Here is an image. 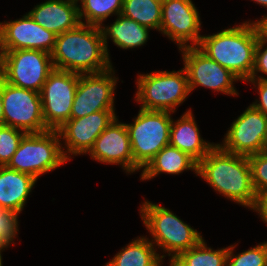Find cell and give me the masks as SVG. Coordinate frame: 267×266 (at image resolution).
<instances>
[{
  "label": "cell",
  "mask_w": 267,
  "mask_h": 266,
  "mask_svg": "<svg viewBox=\"0 0 267 266\" xmlns=\"http://www.w3.org/2000/svg\"><path fill=\"white\" fill-rule=\"evenodd\" d=\"M197 176L217 194L252 210L257 194L252 185L251 167L247 156L223 150L216 144L198 162Z\"/></svg>",
  "instance_id": "obj_1"
},
{
  "label": "cell",
  "mask_w": 267,
  "mask_h": 266,
  "mask_svg": "<svg viewBox=\"0 0 267 266\" xmlns=\"http://www.w3.org/2000/svg\"><path fill=\"white\" fill-rule=\"evenodd\" d=\"M51 57L55 69L79 74L98 73L113 66L101 28L84 23L56 35Z\"/></svg>",
  "instance_id": "obj_2"
},
{
  "label": "cell",
  "mask_w": 267,
  "mask_h": 266,
  "mask_svg": "<svg viewBox=\"0 0 267 266\" xmlns=\"http://www.w3.org/2000/svg\"><path fill=\"white\" fill-rule=\"evenodd\" d=\"M257 41L256 29L249 20L217 33L202 35L197 47L241 82H246L252 74Z\"/></svg>",
  "instance_id": "obj_3"
},
{
  "label": "cell",
  "mask_w": 267,
  "mask_h": 266,
  "mask_svg": "<svg viewBox=\"0 0 267 266\" xmlns=\"http://www.w3.org/2000/svg\"><path fill=\"white\" fill-rule=\"evenodd\" d=\"M139 213L146 230L151 235V242L172 261L179 253L197 245L204 237L199 231L181 220L168 208L145 200Z\"/></svg>",
  "instance_id": "obj_4"
},
{
  "label": "cell",
  "mask_w": 267,
  "mask_h": 266,
  "mask_svg": "<svg viewBox=\"0 0 267 266\" xmlns=\"http://www.w3.org/2000/svg\"><path fill=\"white\" fill-rule=\"evenodd\" d=\"M134 100L145 110L176 112L190 92L185 68L138 74Z\"/></svg>",
  "instance_id": "obj_5"
},
{
  "label": "cell",
  "mask_w": 267,
  "mask_h": 266,
  "mask_svg": "<svg viewBox=\"0 0 267 266\" xmlns=\"http://www.w3.org/2000/svg\"><path fill=\"white\" fill-rule=\"evenodd\" d=\"M173 113L140 108L132 123H125L134 159V172L143 169L148 162L170 143Z\"/></svg>",
  "instance_id": "obj_6"
},
{
  "label": "cell",
  "mask_w": 267,
  "mask_h": 266,
  "mask_svg": "<svg viewBox=\"0 0 267 266\" xmlns=\"http://www.w3.org/2000/svg\"><path fill=\"white\" fill-rule=\"evenodd\" d=\"M57 130L27 133L7 167L32 175L35 179L67 163Z\"/></svg>",
  "instance_id": "obj_7"
},
{
  "label": "cell",
  "mask_w": 267,
  "mask_h": 266,
  "mask_svg": "<svg viewBox=\"0 0 267 266\" xmlns=\"http://www.w3.org/2000/svg\"><path fill=\"white\" fill-rule=\"evenodd\" d=\"M54 69L51 54L41 50L0 51V77L16 87L40 93Z\"/></svg>",
  "instance_id": "obj_8"
},
{
  "label": "cell",
  "mask_w": 267,
  "mask_h": 266,
  "mask_svg": "<svg viewBox=\"0 0 267 266\" xmlns=\"http://www.w3.org/2000/svg\"><path fill=\"white\" fill-rule=\"evenodd\" d=\"M4 125L26 133L48 131L42 115L40 93L16 87L0 77Z\"/></svg>",
  "instance_id": "obj_9"
},
{
  "label": "cell",
  "mask_w": 267,
  "mask_h": 266,
  "mask_svg": "<svg viewBox=\"0 0 267 266\" xmlns=\"http://www.w3.org/2000/svg\"><path fill=\"white\" fill-rule=\"evenodd\" d=\"M78 80L79 73L59 69H54L47 77L40 98L48 130H58L70 119Z\"/></svg>",
  "instance_id": "obj_10"
},
{
  "label": "cell",
  "mask_w": 267,
  "mask_h": 266,
  "mask_svg": "<svg viewBox=\"0 0 267 266\" xmlns=\"http://www.w3.org/2000/svg\"><path fill=\"white\" fill-rule=\"evenodd\" d=\"M186 70L190 92L204 87L225 95L238 96L234 82L240 81L227 68L209 58L197 46L179 49Z\"/></svg>",
  "instance_id": "obj_11"
},
{
  "label": "cell",
  "mask_w": 267,
  "mask_h": 266,
  "mask_svg": "<svg viewBox=\"0 0 267 266\" xmlns=\"http://www.w3.org/2000/svg\"><path fill=\"white\" fill-rule=\"evenodd\" d=\"M114 69L112 66L98 73L79 74L70 118H80L103 110H116L114 93L119 79L115 76Z\"/></svg>",
  "instance_id": "obj_12"
},
{
  "label": "cell",
  "mask_w": 267,
  "mask_h": 266,
  "mask_svg": "<svg viewBox=\"0 0 267 266\" xmlns=\"http://www.w3.org/2000/svg\"><path fill=\"white\" fill-rule=\"evenodd\" d=\"M201 18L192 0H162L160 33L179 49L198 46Z\"/></svg>",
  "instance_id": "obj_13"
},
{
  "label": "cell",
  "mask_w": 267,
  "mask_h": 266,
  "mask_svg": "<svg viewBox=\"0 0 267 266\" xmlns=\"http://www.w3.org/2000/svg\"><path fill=\"white\" fill-rule=\"evenodd\" d=\"M221 143L223 150L242 156L263 152L267 116L251 104L231 123Z\"/></svg>",
  "instance_id": "obj_14"
},
{
  "label": "cell",
  "mask_w": 267,
  "mask_h": 266,
  "mask_svg": "<svg viewBox=\"0 0 267 266\" xmlns=\"http://www.w3.org/2000/svg\"><path fill=\"white\" fill-rule=\"evenodd\" d=\"M116 117L115 110H103L80 118H70L57 130L63 141L61 147L65 158L69 161L72 155H87L97 137Z\"/></svg>",
  "instance_id": "obj_15"
},
{
  "label": "cell",
  "mask_w": 267,
  "mask_h": 266,
  "mask_svg": "<svg viewBox=\"0 0 267 266\" xmlns=\"http://www.w3.org/2000/svg\"><path fill=\"white\" fill-rule=\"evenodd\" d=\"M55 41L56 34L39 25L29 13L0 22V51L33 49L51 54Z\"/></svg>",
  "instance_id": "obj_16"
},
{
  "label": "cell",
  "mask_w": 267,
  "mask_h": 266,
  "mask_svg": "<svg viewBox=\"0 0 267 266\" xmlns=\"http://www.w3.org/2000/svg\"><path fill=\"white\" fill-rule=\"evenodd\" d=\"M98 163L120 165L126 174L134 173V159L126 124L118 116L97 137L87 153Z\"/></svg>",
  "instance_id": "obj_17"
},
{
  "label": "cell",
  "mask_w": 267,
  "mask_h": 266,
  "mask_svg": "<svg viewBox=\"0 0 267 266\" xmlns=\"http://www.w3.org/2000/svg\"><path fill=\"white\" fill-rule=\"evenodd\" d=\"M28 13L39 25L56 35L80 23L77 0H46Z\"/></svg>",
  "instance_id": "obj_18"
},
{
  "label": "cell",
  "mask_w": 267,
  "mask_h": 266,
  "mask_svg": "<svg viewBox=\"0 0 267 266\" xmlns=\"http://www.w3.org/2000/svg\"><path fill=\"white\" fill-rule=\"evenodd\" d=\"M194 117L189 109L178 120L172 118L169 144L188 154L198 163L217 143L202 138Z\"/></svg>",
  "instance_id": "obj_19"
},
{
  "label": "cell",
  "mask_w": 267,
  "mask_h": 266,
  "mask_svg": "<svg viewBox=\"0 0 267 266\" xmlns=\"http://www.w3.org/2000/svg\"><path fill=\"white\" fill-rule=\"evenodd\" d=\"M36 183L30 174L0 166V207L21 213Z\"/></svg>",
  "instance_id": "obj_20"
},
{
  "label": "cell",
  "mask_w": 267,
  "mask_h": 266,
  "mask_svg": "<svg viewBox=\"0 0 267 266\" xmlns=\"http://www.w3.org/2000/svg\"><path fill=\"white\" fill-rule=\"evenodd\" d=\"M115 21L110 25H102L101 31L107 55L110 58L108 40L111 39L114 45L120 49H134L143 46L148 42L150 29L127 18L122 14L117 15Z\"/></svg>",
  "instance_id": "obj_21"
},
{
  "label": "cell",
  "mask_w": 267,
  "mask_h": 266,
  "mask_svg": "<svg viewBox=\"0 0 267 266\" xmlns=\"http://www.w3.org/2000/svg\"><path fill=\"white\" fill-rule=\"evenodd\" d=\"M198 163L178 148L167 145L161 149L142 169L140 180H151L161 173L179 175L184 171H194L197 176Z\"/></svg>",
  "instance_id": "obj_22"
},
{
  "label": "cell",
  "mask_w": 267,
  "mask_h": 266,
  "mask_svg": "<svg viewBox=\"0 0 267 266\" xmlns=\"http://www.w3.org/2000/svg\"><path fill=\"white\" fill-rule=\"evenodd\" d=\"M162 255L147 236H137L104 266H162Z\"/></svg>",
  "instance_id": "obj_23"
},
{
  "label": "cell",
  "mask_w": 267,
  "mask_h": 266,
  "mask_svg": "<svg viewBox=\"0 0 267 266\" xmlns=\"http://www.w3.org/2000/svg\"><path fill=\"white\" fill-rule=\"evenodd\" d=\"M228 247L213 249L204 238L192 248L179 253L170 263L173 266H227Z\"/></svg>",
  "instance_id": "obj_24"
},
{
  "label": "cell",
  "mask_w": 267,
  "mask_h": 266,
  "mask_svg": "<svg viewBox=\"0 0 267 266\" xmlns=\"http://www.w3.org/2000/svg\"><path fill=\"white\" fill-rule=\"evenodd\" d=\"M162 0H123L121 14L150 30L160 31Z\"/></svg>",
  "instance_id": "obj_25"
},
{
  "label": "cell",
  "mask_w": 267,
  "mask_h": 266,
  "mask_svg": "<svg viewBox=\"0 0 267 266\" xmlns=\"http://www.w3.org/2000/svg\"><path fill=\"white\" fill-rule=\"evenodd\" d=\"M77 3L80 23L98 27L108 17L121 14L123 7V0H77Z\"/></svg>",
  "instance_id": "obj_26"
},
{
  "label": "cell",
  "mask_w": 267,
  "mask_h": 266,
  "mask_svg": "<svg viewBox=\"0 0 267 266\" xmlns=\"http://www.w3.org/2000/svg\"><path fill=\"white\" fill-rule=\"evenodd\" d=\"M236 246L238 243L228 246L227 266H267V241L239 254H234Z\"/></svg>",
  "instance_id": "obj_27"
},
{
  "label": "cell",
  "mask_w": 267,
  "mask_h": 266,
  "mask_svg": "<svg viewBox=\"0 0 267 266\" xmlns=\"http://www.w3.org/2000/svg\"><path fill=\"white\" fill-rule=\"evenodd\" d=\"M27 133L11 126H0V166H7Z\"/></svg>",
  "instance_id": "obj_28"
},
{
  "label": "cell",
  "mask_w": 267,
  "mask_h": 266,
  "mask_svg": "<svg viewBox=\"0 0 267 266\" xmlns=\"http://www.w3.org/2000/svg\"><path fill=\"white\" fill-rule=\"evenodd\" d=\"M251 167L252 185L257 195L267 192V153L248 156Z\"/></svg>",
  "instance_id": "obj_29"
},
{
  "label": "cell",
  "mask_w": 267,
  "mask_h": 266,
  "mask_svg": "<svg viewBox=\"0 0 267 266\" xmlns=\"http://www.w3.org/2000/svg\"><path fill=\"white\" fill-rule=\"evenodd\" d=\"M18 212L0 207V241L6 245L15 244L18 236Z\"/></svg>",
  "instance_id": "obj_30"
},
{
  "label": "cell",
  "mask_w": 267,
  "mask_h": 266,
  "mask_svg": "<svg viewBox=\"0 0 267 266\" xmlns=\"http://www.w3.org/2000/svg\"><path fill=\"white\" fill-rule=\"evenodd\" d=\"M262 74V76H260ZM267 44L258 39L254 52V66L250 79L267 80ZM264 75V76H263Z\"/></svg>",
  "instance_id": "obj_31"
},
{
  "label": "cell",
  "mask_w": 267,
  "mask_h": 266,
  "mask_svg": "<svg viewBox=\"0 0 267 266\" xmlns=\"http://www.w3.org/2000/svg\"><path fill=\"white\" fill-rule=\"evenodd\" d=\"M246 82L251 83L253 88L256 87L255 89L259 94V100L256 99L251 105L267 116V80L249 79Z\"/></svg>",
  "instance_id": "obj_32"
},
{
  "label": "cell",
  "mask_w": 267,
  "mask_h": 266,
  "mask_svg": "<svg viewBox=\"0 0 267 266\" xmlns=\"http://www.w3.org/2000/svg\"><path fill=\"white\" fill-rule=\"evenodd\" d=\"M252 210L256 212L260 219L267 225V192L257 195V201Z\"/></svg>",
  "instance_id": "obj_33"
},
{
  "label": "cell",
  "mask_w": 267,
  "mask_h": 266,
  "mask_svg": "<svg viewBox=\"0 0 267 266\" xmlns=\"http://www.w3.org/2000/svg\"><path fill=\"white\" fill-rule=\"evenodd\" d=\"M256 29L258 39L267 44V15L262 18L251 21Z\"/></svg>",
  "instance_id": "obj_34"
},
{
  "label": "cell",
  "mask_w": 267,
  "mask_h": 266,
  "mask_svg": "<svg viewBox=\"0 0 267 266\" xmlns=\"http://www.w3.org/2000/svg\"><path fill=\"white\" fill-rule=\"evenodd\" d=\"M4 125V110H3V101L1 97V91H0V126Z\"/></svg>",
  "instance_id": "obj_35"
},
{
  "label": "cell",
  "mask_w": 267,
  "mask_h": 266,
  "mask_svg": "<svg viewBox=\"0 0 267 266\" xmlns=\"http://www.w3.org/2000/svg\"><path fill=\"white\" fill-rule=\"evenodd\" d=\"M8 247L9 246L6 245V244H0V266H3V264H2L3 263L2 262L3 260H2V255L1 254H2L3 251H5L6 249H8Z\"/></svg>",
  "instance_id": "obj_36"
},
{
  "label": "cell",
  "mask_w": 267,
  "mask_h": 266,
  "mask_svg": "<svg viewBox=\"0 0 267 266\" xmlns=\"http://www.w3.org/2000/svg\"><path fill=\"white\" fill-rule=\"evenodd\" d=\"M251 1H254L255 3L263 6L264 8L265 7L267 8V0H251Z\"/></svg>",
  "instance_id": "obj_37"
},
{
  "label": "cell",
  "mask_w": 267,
  "mask_h": 266,
  "mask_svg": "<svg viewBox=\"0 0 267 266\" xmlns=\"http://www.w3.org/2000/svg\"><path fill=\"white\" fill-rule=\"evenodd\" d=\"M263 151L267 153V133H266V138H265V141H264V149H263Z\"/></svg>",
  "instance_id": "obj_38"
}]
</instances>
